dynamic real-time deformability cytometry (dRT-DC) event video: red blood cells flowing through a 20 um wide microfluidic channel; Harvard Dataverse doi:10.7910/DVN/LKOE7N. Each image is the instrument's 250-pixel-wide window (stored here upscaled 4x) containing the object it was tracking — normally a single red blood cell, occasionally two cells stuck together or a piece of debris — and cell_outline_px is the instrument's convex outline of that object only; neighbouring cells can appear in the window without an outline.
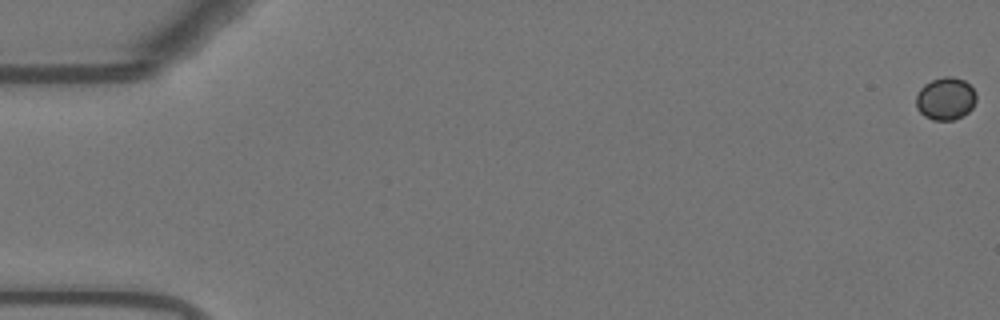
{"species": "Egyptian fruit bat (a non-hibernating species)", "species_latin": "Rousettus aegyptiacus", "temperature_condition": "warm", "stored_images_in_passage": 56, "camera_frame_rate_fps": 3000, "um_per_image_px": 0.085, "animal": {"sex": "female"}, "frame": {"image": 1, "passage_image": 1, "time_ms": 0.0, "image_size_px": [1000, 320], "cell_outline_px": [[976, 100], [972, 108], [968, 112], [952, 120], [932, 120], [924, 116], [916, 108], [916, 96], [920, 88], [924, 84], [932, 80], [944, 76], [952, 76], [964, 80], [976, 92]], "centroid_in_image_um": [80.36, 8.38], "position_along_channel_um": 4.6, "area_um2": 14.97}}
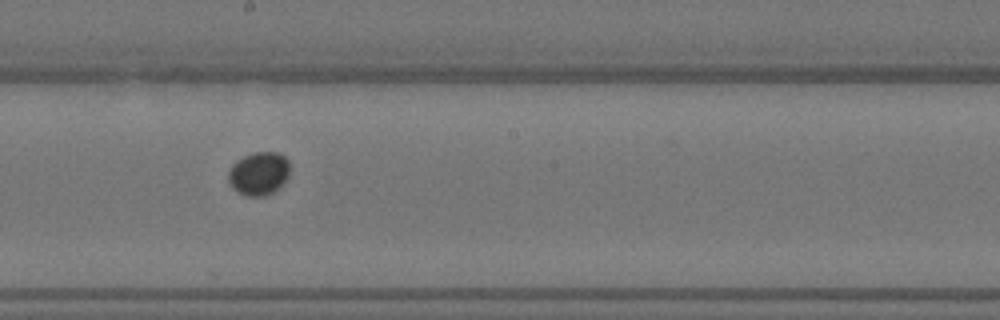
{"frame": {"image": 2, "passage_image": 32, "time_ms": 10.333, "image_size_px": [1000, 320], "cell_outline_px": [[288, 176], [272, 192], [264, 196], [244, 196], [232, 188], [228, 180], [228, 172], [232, 164], [244, 156], [256, 152], [280, 152], [288, 160]], "centroid_in_image_um": [21.96, 14.74], "position_along_channel_um": 226.2, "area_um2": 15.32}}
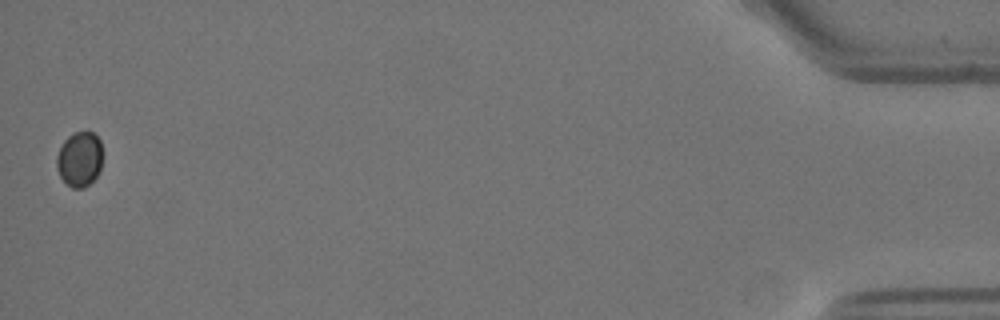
{"frame": {"image": 3, "passage_image": 56, "time_ms": 18.333, "image_size_px": [1000, 320], "cell_outline_px": [[100, 172], [84, 188], [72, 188], [60, 176], [56, 168], [56, 156], [64, 140], [72, 132], [92, 132], [100, 140]], "centroid_in_image_um": [6.73, 13.52], "position_along_channel_um": 428.5, "area_um2": 14.51}}